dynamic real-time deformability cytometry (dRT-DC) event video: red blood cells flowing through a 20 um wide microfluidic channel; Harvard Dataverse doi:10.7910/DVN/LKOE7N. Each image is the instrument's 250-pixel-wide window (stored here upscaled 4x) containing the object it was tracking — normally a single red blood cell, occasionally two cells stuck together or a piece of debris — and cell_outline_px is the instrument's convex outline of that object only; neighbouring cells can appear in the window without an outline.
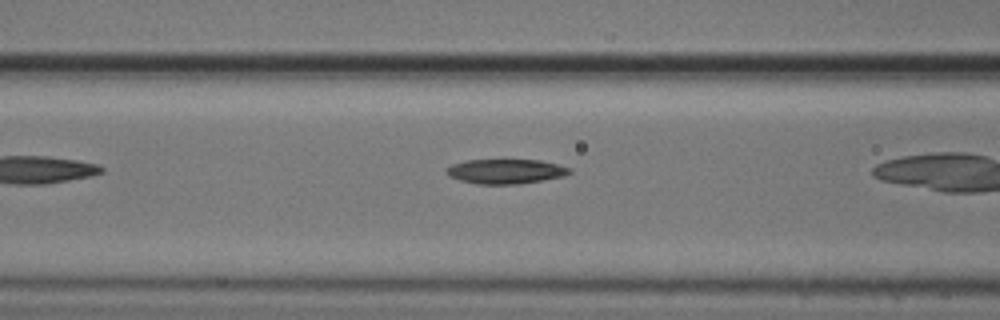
{"species": "common noctule bat (a hibernating species)", "species_latin": "Nyctalus noctula", "temperature_condition": "cold", "stored_images_in_passage": 24, "camera_frame_rate_fps": 3000, "um_per_image_px": 0.085, "animal": {"sex": "male", "body_mass_g": 20.5, "forearm_length_mm": 52.5}, "frame": {"image": 1, "passage_image": 4, "time_ms": 1.0, "image_size_px": [1000, 320], "cell_outline_px": [[572, 172], [564, 176], [516, 184], [476, 184], [460, 180], [448, 176], [444, 172], [452, 164], [464, 160], [540, 160], [572, 168]], "centroid_in_image_um": [42.96, 14.56], "position_along_channel_um": 123.6, "area_um2": 17.63}}
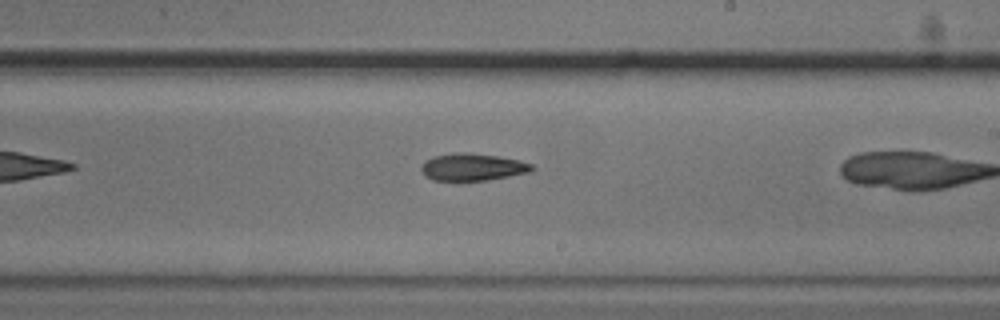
{"frame": {"image": 2, "passage_image": 14, "time_ms": 4.333, "image_size_px": [1000, 320], "cell_outline_px": [[536, 168], [532, 172], [488, 180], [432, 180], [424, 176], [420, 168], [424, 160], [432, 156], [452, 152], [468, 152], [496, 156], [520, 160], [532, 164]], "centroid_in_image_um": [40.16, 14.19], "position_along_channel_um": 248.8, "area_um2": 17.86}}